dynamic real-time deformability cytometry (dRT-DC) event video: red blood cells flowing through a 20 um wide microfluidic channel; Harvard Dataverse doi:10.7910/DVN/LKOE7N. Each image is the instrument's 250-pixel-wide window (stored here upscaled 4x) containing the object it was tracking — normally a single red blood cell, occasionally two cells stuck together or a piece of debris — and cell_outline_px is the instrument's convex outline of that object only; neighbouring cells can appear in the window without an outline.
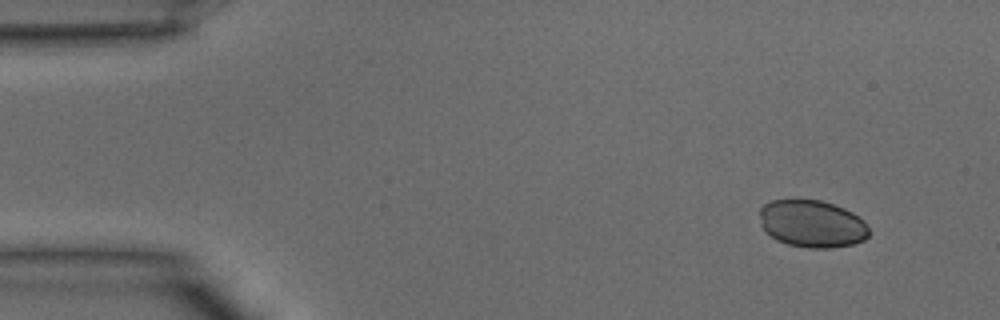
{"species": "common noctule bat (a hibernating species)", "species_latin": "Nyctalus noctula", "temperature_condition": "warm", "stored_images_in_passage": 33, "camera_frame_rate_fps": 3000, "um_per_image_px": 0.085, "animal": {"sex": "male", "body_mass_g": 15.6}, "frame": {"image": 1, "passage_image": 1, "time_ms": 0.0, "image_size_px": [1000, 320], "cell_outline_px": [[868, 236], [864, 240], [852, 244], [828, 248], [808, 248], [788, 244], [776, 240], [764, 232], [760, 216], [760, 208], [764, 204], [772, 200], [820, 200], [844, 208], [852, 212], [864, 220], [868, 228]], "centroid_in_image_um": [69.02, 19.02], "position_along_channel_um": 16.0, "area_um2": 30.11}}
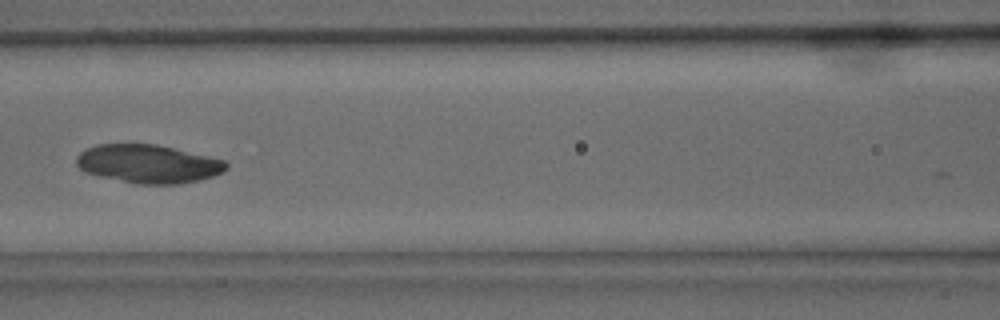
{"frame": {"image": 2, "passage_image": 15, "time_ms": 4.667, "image_size_px": [1000, 320], "cell_outline_px": [[228, 168], [224, 172], [200, 180], [176, 184], [136, 184], [100, 176], [84, 172], [76, 164], [76, 156], [84, 148], [96, 144], [156, 144], [208, 156], [224, 160], [228, 164]], "centroid_in_image_um": [12.57, 13.92], "position_along_channel_um": 154.0, "area_um2": 33.64}}
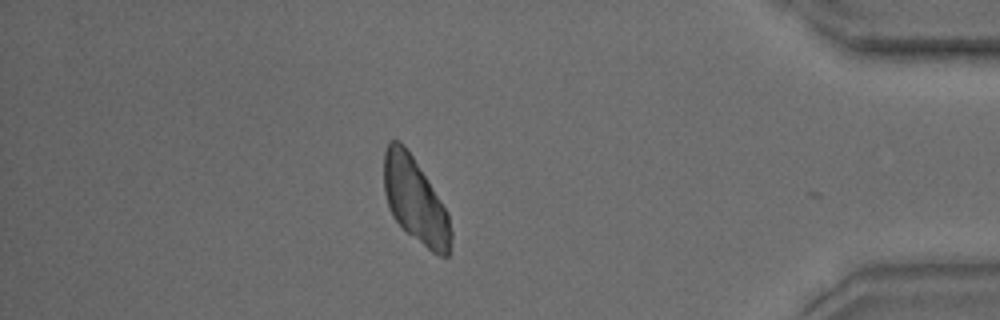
{"frame": {"image": 3, "passage_image": 32, "time_ms": 10.333, "image_size_px": [1000, 320], "cell_outline_px": [[452, 236], [448, 256], [440, 256], [432, 252], [408, 232], [392, 216], [388, 208], [384, 192], [384, 152], [388, 140], [400, 140], [404, 144], [412, 156], [448, 212], [452, 232]], "centroid_in_image_um": [35.28, 17.01], "position_along_channel_um": 399.9, "area_um2": 32.95}}